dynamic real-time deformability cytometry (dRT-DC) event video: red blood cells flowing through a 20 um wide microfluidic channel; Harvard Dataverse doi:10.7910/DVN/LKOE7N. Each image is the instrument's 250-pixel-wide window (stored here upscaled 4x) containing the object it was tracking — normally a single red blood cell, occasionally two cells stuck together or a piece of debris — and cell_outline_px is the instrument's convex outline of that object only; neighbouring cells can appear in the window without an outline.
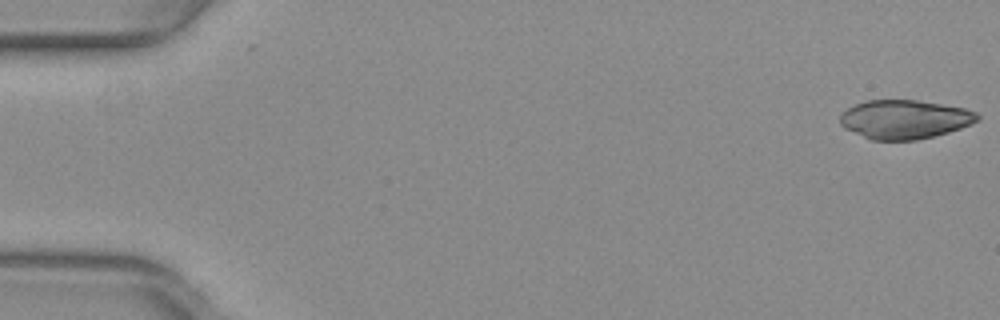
{"species": "common noctule bat (a hibernating species)", "species_latin": "Nyctalus noctula", "temperature_condition": "warm", "stored_images_in_passage": 2, "camera_frame_rate_fps": 3000, "um_per_image_px": 0.085, "animal": {"sex": "female", "body_mass_g": 29.2, "forearm_length_mm": 56.3}, "frame": {"image": 1, "passage_image": 2, "time_ms": 0.333, "image_size_px": [1000, 320], "cell_outline_px": [[980, 120], [972, 124], [948, 132], [916, 140], [872, 140], [844, 128], [840, 124], [840, 116], [848, 108], [864, 100], [916, 100], [964, 108], [976, 112], [980, 116]], "centroid_in_image_um": [76.9, 10.14], "position_along_channel_um": 8.1, "area_um2": 30.98}}